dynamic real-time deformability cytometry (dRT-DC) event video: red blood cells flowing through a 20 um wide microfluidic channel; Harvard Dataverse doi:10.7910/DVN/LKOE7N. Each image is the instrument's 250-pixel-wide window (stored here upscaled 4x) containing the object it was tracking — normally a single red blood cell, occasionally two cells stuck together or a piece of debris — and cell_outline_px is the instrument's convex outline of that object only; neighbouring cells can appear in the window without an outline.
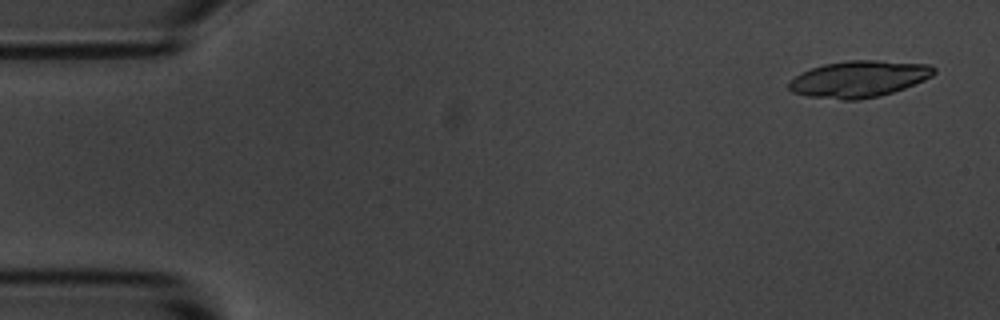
{"species": "common noctule bat (a hibernating species)", "species_latin": "Nyctalus noctula", "temperature_condition": "room temperature", "stored_images_in_passage": 7, "camera_frame_rate_fps": 3000, "um_per_image_px": 0.085, "animal": {"sex": "male", "body_mass_g": 20.1, "forearm_length_mm": 53.5}, "frame": {"image": 1, "passage_image": 1, "time_ms": 0.0, "image_size_px": [1000, 320], "cell_outline_px": [[936, 72], [932, 76], [924, 80], [904, 88], [880, 96], [860, 100], [844, 100], [808, 96], [792, 92], [788, 88], [788, 84], [796, 76], [812, 68], [824, 64], [848, 60], [880, 60], [932, 64], [936, 68]], "centroid_in_image_um": [73.06, 6.71], "position_along_channel_um": 11.9, "area_um2": 30.92}}